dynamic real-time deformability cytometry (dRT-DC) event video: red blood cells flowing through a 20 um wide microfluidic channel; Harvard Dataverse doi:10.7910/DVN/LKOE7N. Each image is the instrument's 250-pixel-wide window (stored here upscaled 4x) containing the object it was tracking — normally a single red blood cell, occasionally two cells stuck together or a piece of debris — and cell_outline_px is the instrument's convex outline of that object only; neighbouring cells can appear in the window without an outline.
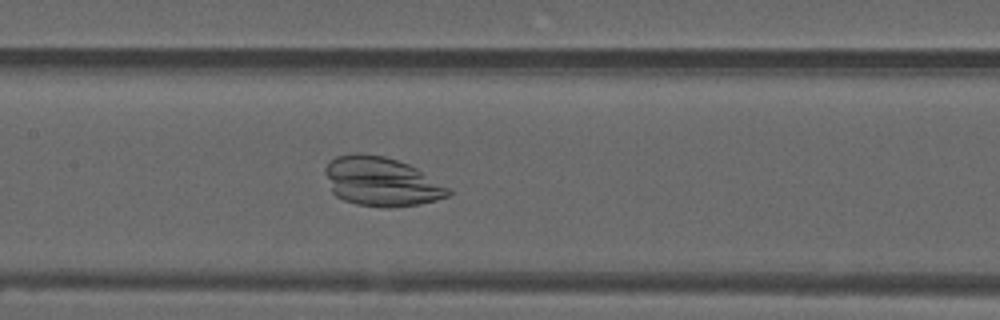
{"species": "common noctule bat (a hibernating species)", "species_latin": "Nyctalus noctula", "temperature_condition": "warm", "stored_images_in_passage": 46, "camera_frame_rate_fps": 3000, "um_per_image_px": 0.085, "animal": {"sex": "male", "forearm_length_mm": 52.5}, "frame": {"image": 1, "passage_image": 18, "time_ms": 5.667, "image_size_px": [1000, 320], "cell_outline_px": [[452, 196], [420, 204], [388, 208], [384, 208], [356, 204], [344, 200], [336, 196], [332, 192], [324, 172], [324, 168], [336, 156], [356, 152], [360, 152], [384, 156], [408, 164], [416, 168], [452, 188]], "centroid_in_image_um": [32.44, 15.44], "position_along_channel_um": 175.0, "area_um2": 35.6}}
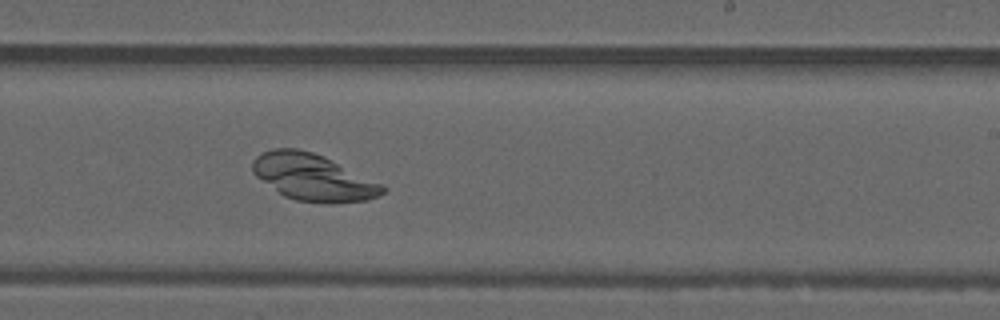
{"frame": {"image": 2, "passage_image": 25, "time_ms": 8.0, "image_size_px": [1000, 320], "cell_outline_px": [[388, 188], [384, 192], [376, 196], [364, 200], [328, 204], [296, 200], [284, 196], [256, 176], [252, 172], [252, 160], [256, 156], [272, 148], [296, 148], [312, 152], [324, 156], [384, 184]], "centroid_in_image_um": [26.62, 15.07], "position_along_channel_um": 262.4, "area_um2": 35.37}}
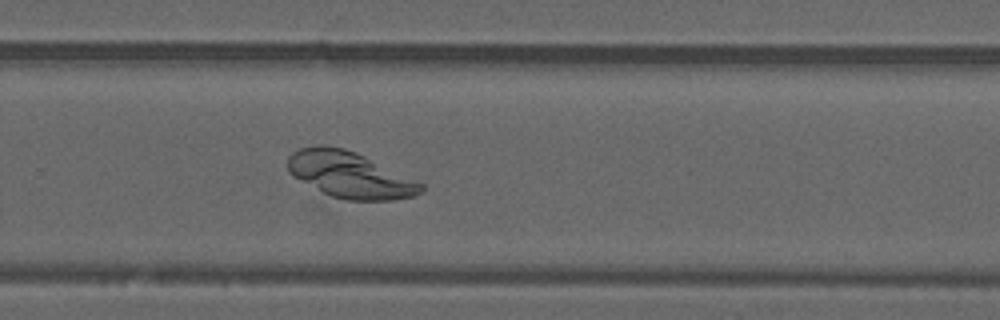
{"frame": {"image": 3, "passage_image": 28, "time_ms": 9.0, "image_size_px": [1000, 320], "cell_outline_px": [[424, 188], [420, 192], [412, 196], [392, 200], [344, 200], [332, 196], [292, 176], [288, 172], [288, 156], [292, 152], [300, 148], [344, 148], [356, 152], [424, 184]], "centroid_in_image_um": [29.75, 14.89], "position_along_channel_um": 300.0, "area_um2": 34.91}}